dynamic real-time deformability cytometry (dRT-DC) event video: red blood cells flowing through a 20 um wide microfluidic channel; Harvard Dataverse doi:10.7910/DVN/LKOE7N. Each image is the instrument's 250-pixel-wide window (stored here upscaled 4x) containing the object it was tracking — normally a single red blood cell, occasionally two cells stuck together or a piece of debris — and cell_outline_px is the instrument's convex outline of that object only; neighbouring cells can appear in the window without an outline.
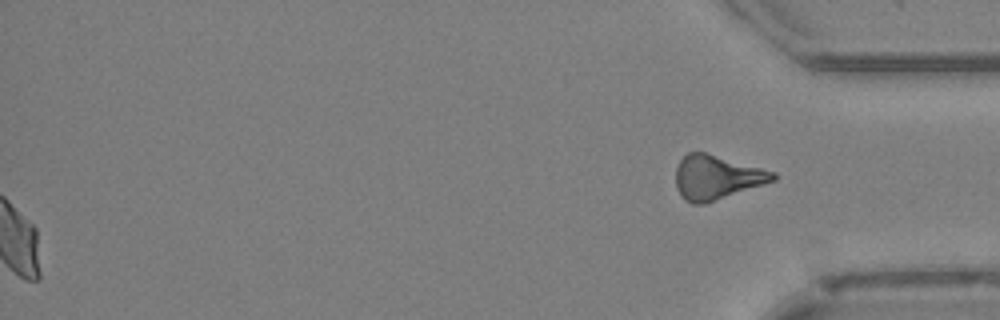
{"species": "Egyptian fruit bat (a non-hibernating species)", "species_latin": "Rousettus aegyptiacus", "temperature_condition": "cold", "stored_images_in_passage": 51, "segment_of_instrument_passage": [2, 2], "camera_frame_rate_fps": 3000, "um_per_image_px": 0.085, "animal": {"sex": "female"}, "frame": {"image": 1, "passage_image": 51, "time_ms": 16.667, "image_size_px": [1000, 320], "cell_outline_px": [[776, 180], [704, 204], [692, 204], [684, 200], [676, 188], [676, 168], [680, 160], [688, 152], [704, 152], [776, 172]], "centroid_in_image_um": [60.89, 15.08], "position_along_channel_um": 374.3, "area_um2": 24.85}}